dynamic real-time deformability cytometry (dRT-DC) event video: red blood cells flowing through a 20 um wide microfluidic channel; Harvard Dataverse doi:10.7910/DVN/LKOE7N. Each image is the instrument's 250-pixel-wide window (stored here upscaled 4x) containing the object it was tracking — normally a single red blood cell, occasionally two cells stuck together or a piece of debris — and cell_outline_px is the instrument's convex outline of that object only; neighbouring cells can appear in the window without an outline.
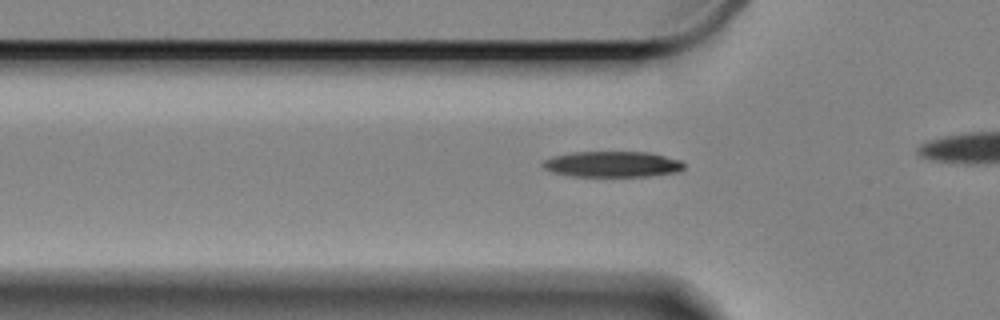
{"species": "Egyptian fruit bat (a non-hibernating species)", "species_latin": "Rousettus aegyptiacus", "temperature_condition": "cold", "stored_images_in_passage": 37, "camera_frame_rate_fps": 3000, "um_per_image_px": 0.085, "animal": {"sex": "female"}, "frame": {"image": 1, "passage_image": 9, "time_ms": 2.667, "image_size_px": [1000, 320], "cell_outline_px": [[684, 168], [676, 172], [648, 176], [572, 176], [552, 172], [544, 168], [540, 164], [544, 160], [552, 156], [572, 152], [648, 152], [680, 160], [684, 164]], "centroid_in_image_um": [52.01, 13.95], "position_along_channel_um": 73.8, "area_um2": 21.15}}
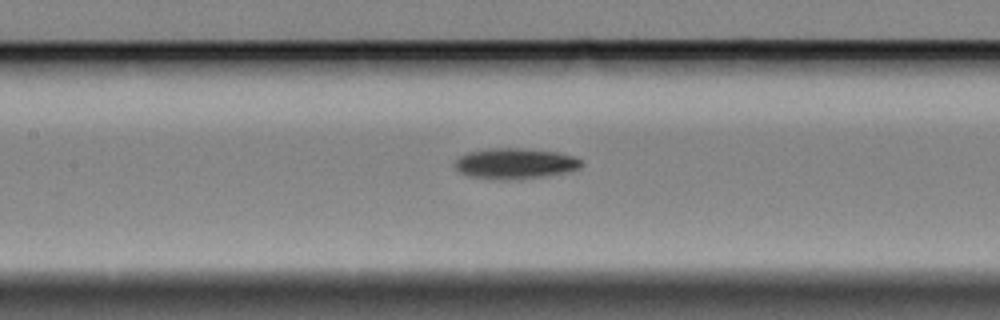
{"frame": {"image": 2, "passage_image": 17, "time_ms": 5.333, "image_size_px": [1000, 320], "cell_outline_px": [[584, 164], [580, 168], [568, 172], [544, 176], [500, 180], [468, 176], [460, 172], [452, 164], [460, 156], [468, 152], [492, 148], [524, 148], [560, 152], [572, 156], [580, 160]], "centroid_in_image_um": [43.78, 13.89], "position_along_channel_um": 163.6, "area_um2": 22.66}}
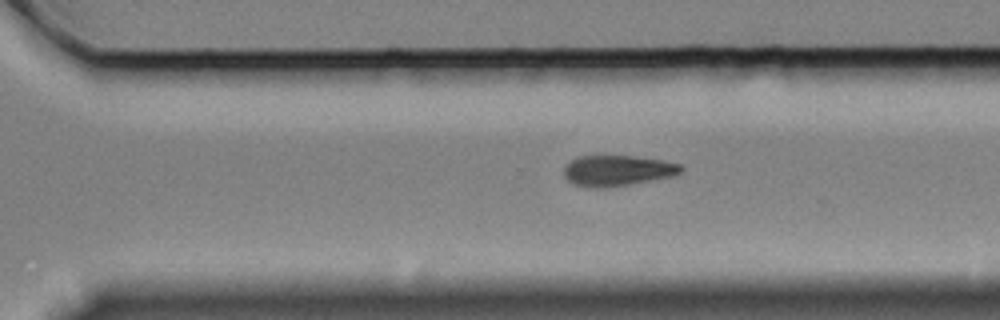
{"frame": {"image": 3, "passage_image": 31, "time_ms": 10.0, "image_size_px": [1000, 320], "cell_outline_px": [[684, 168], [680, 172], [672, 176], [628, 184], [604, 188], [588, 188], [572, 184], [564, 176], [564, 168], [572, 160], [580, 156], [632, 156], [660, 160], [680, 164]], "centroid_in_image_um": [52.44, 14.51], "position_along_channel_um": 318.2, "area_um2": 20.69}, "authors_computed_cell_mechanics": {"area_um2": 21.3282, "velocity_mm_per_s": 3.3247, "shape_relaxation_time_tau1_ms": 2.4294, "shape_relaxation_time_tau2_ms": null, "deformation_change_tau1": 0.1085, "deformation_change_tau2": null}}